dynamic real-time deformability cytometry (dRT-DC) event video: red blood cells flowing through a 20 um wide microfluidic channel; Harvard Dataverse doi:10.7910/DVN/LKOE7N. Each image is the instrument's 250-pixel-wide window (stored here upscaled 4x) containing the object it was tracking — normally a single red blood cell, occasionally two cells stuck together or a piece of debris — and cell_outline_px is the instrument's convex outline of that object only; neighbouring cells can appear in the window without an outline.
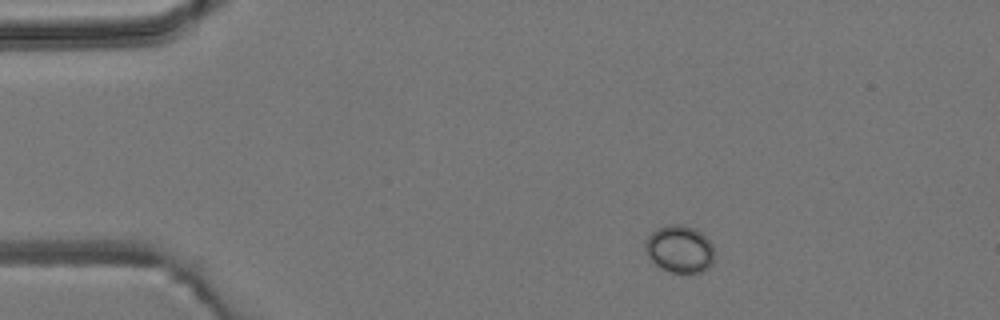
{"species": "common noctule bat (a hibernating species)", "species_latin": "Nyctalus noctula", "temperature_condition": "room temperature", "stored_images_in_passage": 2, "camera_frame_rate_fps": 3000, "um_per_image_px": 0.085, "animal": {"sex": "male", "body_mass_g": 19.2, "forearm_length_mm": 51.8}, "frame": {"image": 1, "passage_image": 2, "time_ms": 2.0, "image_size_px": [1000, 320], "cell_outline_px": [[712, 264], [708, 268], [700, 272], [672, 272], [656, 264], [648, 256], [644, 248], [644, 244], [648, 236], [656, 228], [668, 224], [680, 224], [696, 228], [712, 244]], "centroid_in_image_um": [57.74, 21.14], "position_along_channel_um": 27.3, "area_um2": 18.84}}